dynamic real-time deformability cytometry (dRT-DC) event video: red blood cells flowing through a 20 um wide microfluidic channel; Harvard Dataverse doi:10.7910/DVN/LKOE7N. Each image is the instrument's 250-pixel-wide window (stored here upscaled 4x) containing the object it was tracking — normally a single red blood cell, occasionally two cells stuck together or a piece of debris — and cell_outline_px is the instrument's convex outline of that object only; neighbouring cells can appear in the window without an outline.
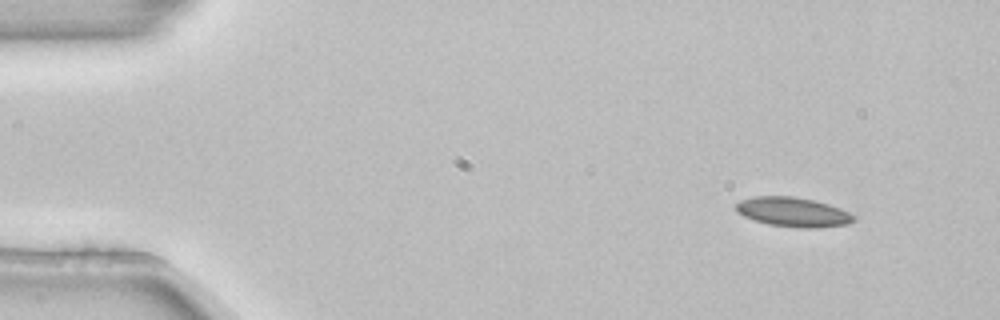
{"species": "common noctule bat (a hibernating species)", "species_latin": "Nyctalus noctula", "temperature_condition": "room temperature", "stored_images_in_passage": 5, "camera_frame_rate_fps": 3000, "um_per_image_px": 0.085, "animal": {"sex": "female", "body_mass_g": 22.7, "forearm_length_mm": 54.2}, "frame": {"image": 1, "passage_image": 1, "time_ms": 0.0, "image_size_px": [1000, 320], "cell_outline_px": [[856, 220], [848, 224], [816, 228], [800, 228], [768, 224], [744, 216], [736, 212], [736, 204], [740, 200], [752, 196], [792, 196], [812, 200], [828, 204], [840, 208], [856, 216]], "centroid_in_image_um": [67.41, 18.02], "position_along_channel_um": 17.6, "area_um2": 20.23}}